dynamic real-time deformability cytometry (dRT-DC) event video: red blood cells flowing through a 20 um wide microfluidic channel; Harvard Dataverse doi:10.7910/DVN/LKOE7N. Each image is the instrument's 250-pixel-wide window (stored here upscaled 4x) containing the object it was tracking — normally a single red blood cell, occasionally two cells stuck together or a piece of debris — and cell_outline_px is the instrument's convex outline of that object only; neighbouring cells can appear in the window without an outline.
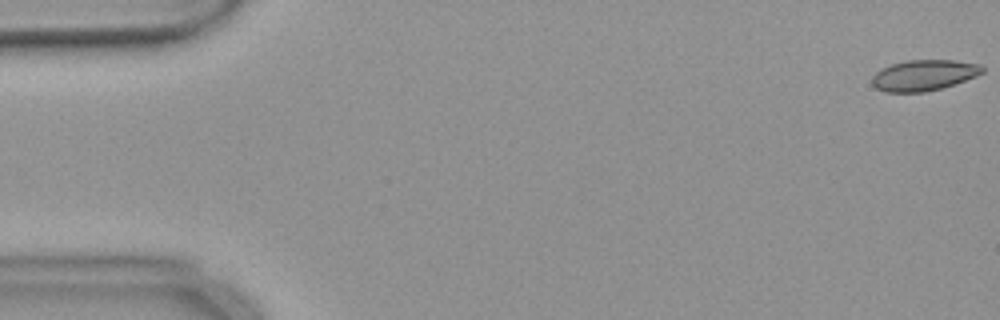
{"species": "common noctule bat (a hibernating species)", "species_latin": "Nyctalus noctula", "temperature_condition": "warm", "stored_images_in_passage": 55, "camera_frame_rate_fps": 3000, "um_per_image_px": 0.085, "animal": {"sex": "female", "body_mass_g": 18.4}, "frame": {"image": 1, "passage_image": 1, "time_ms": 0.0, "image_size_px": [1000, 320], "cell_outline_px": [[984, 72], [976, 76], [940, 88], [924, 92], [884, 92], [876, 88], [872, 84], [872, 76], [880, 68], [892, 64], [908, 60], [956, 60], [980, 64], [984, 68]], "centroid_in_image_um": [78.51, 6.39], "position_along_channel_um": 6.5, "area_um2": 19.77}}
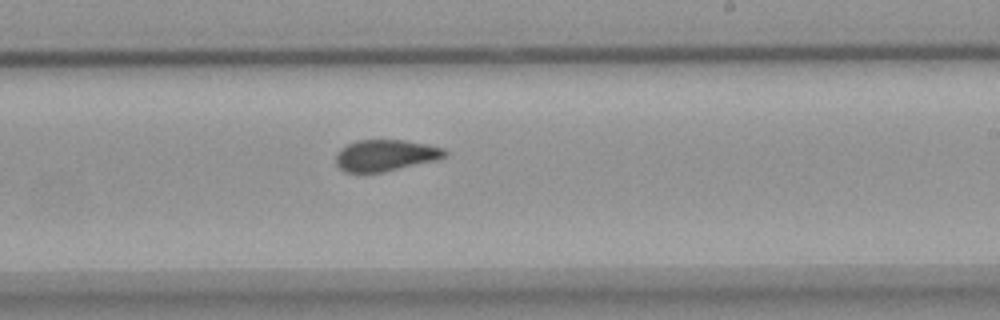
{"frame": {"image": 2, "passage_image": 33, "time_ms": 10.667, "image_size_px": [1000, 320], "cell_outline_px": [[448, 156], [440, 160], [384, 172], [344, 172], [336, 164], [336, 152], [340, 148], [356, 140], [404, 140], [444, 148], [448, 152]], "centroid_in_image_um": [32.8, 13.21], "position_along_channel_um": 256.2, "area_um2": 20.23}}
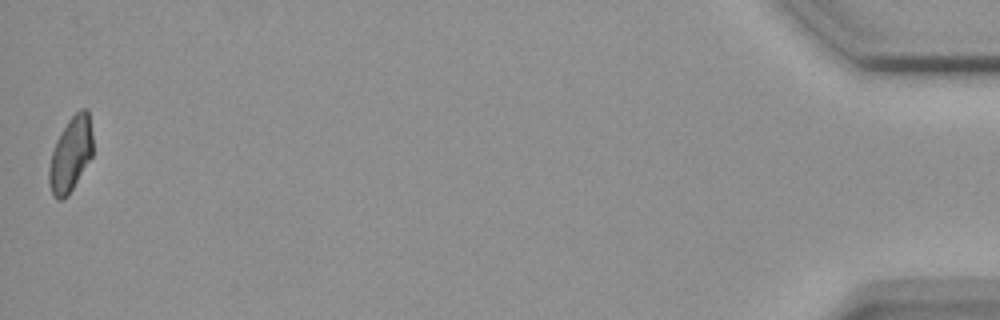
{"frame": {"image": 3, "passage_image": 55, "time_ms": 18.0, "image_size_px": [1000, 320], "cell_outline_px": [[92, 156], [68, 196], [60, 200], [56, 200], [52, 196], [48, 184], [48, 168], [52, 152], [56, 140], [68, 120], [80, 108], [88, 108], [92, 132]], "centroid_in_image_um": [5.99, 13.14], "position_along_channel_um": 429.2, "area_um2": 19.25}, "authors_computed_cell_mechanics": {"area_um2": 20.23, "velocity_mm_per_s": 3.6747, "shape_relaxation_time_tau1_ms": null, "shape_relaxation_time_tau2_ms": 1.1807, "deformation_change_tau1": null, "deformation_change_tau2": 0.0616}}